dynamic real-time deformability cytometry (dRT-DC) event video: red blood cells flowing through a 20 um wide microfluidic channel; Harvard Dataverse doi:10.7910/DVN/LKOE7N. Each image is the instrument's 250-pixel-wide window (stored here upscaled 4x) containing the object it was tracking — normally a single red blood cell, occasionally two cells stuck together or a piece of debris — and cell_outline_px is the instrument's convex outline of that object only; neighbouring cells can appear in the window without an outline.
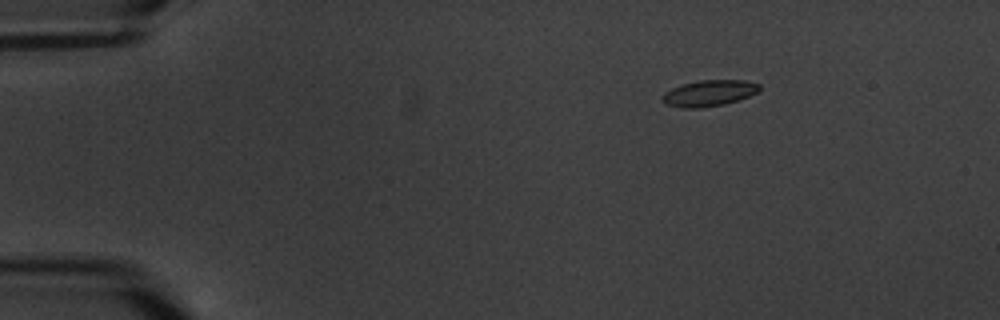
{"species": "common noctule bat (a hibernating species)", "species_latin": "Nyctalus noctula", "temperature_condition": "warm", "stored_images_in_passage": 5, "camera_frame_rate_fps": 3000, "um_per_image_px": 0.085, "animal": {"sex": "male", "body_mass_g": 20.1, "forearm_length_mm": 53.5}, "frame": {"image": 1, "passage_image": 1, "time_ms": 0.0, "image_size_px": [1000, 320], "cell_outline_px": [[760, 88], [756, 92], [748, 96], [724, 104], [700, 108], [684, 108], [668, 104], [660, 100], [660, 96], [664, 92], [672, 88], [684, 84], [700, 80], [744, 80], [760, 84]], "centroid_in_image_um": [60.23, 7.91], "position_along_channel_um": 24.8, "area_um2": 14.62}}
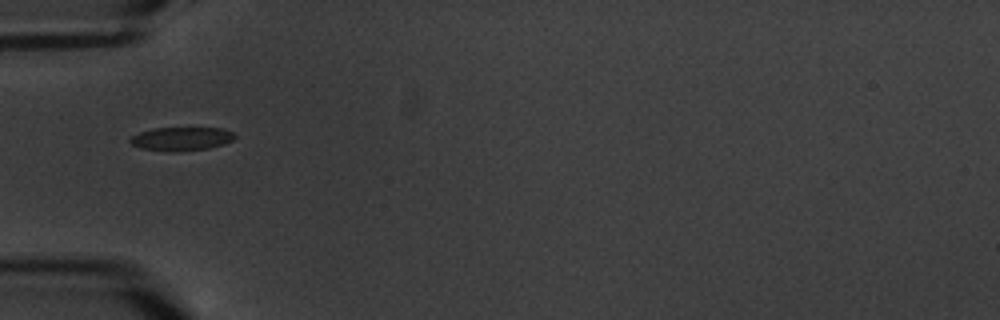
{"frame": {"image": 2, "passage_image": 4, "time_ms": 3.667, "image_size_px": [1000, 320], "cell_outline_px": [[236, 136], [232, 140], [224, 144], [208, 148], [176, 152], [172, 152], [140, 148], [132, 144], [128, 140], [132, 136], [140, 132], [152, 128], [220, 128], [232, 132]], "centroid_in_image_um": [15.39, 11.8], "position_along_channel_um": 69.6, "area_um2": 14.33}}